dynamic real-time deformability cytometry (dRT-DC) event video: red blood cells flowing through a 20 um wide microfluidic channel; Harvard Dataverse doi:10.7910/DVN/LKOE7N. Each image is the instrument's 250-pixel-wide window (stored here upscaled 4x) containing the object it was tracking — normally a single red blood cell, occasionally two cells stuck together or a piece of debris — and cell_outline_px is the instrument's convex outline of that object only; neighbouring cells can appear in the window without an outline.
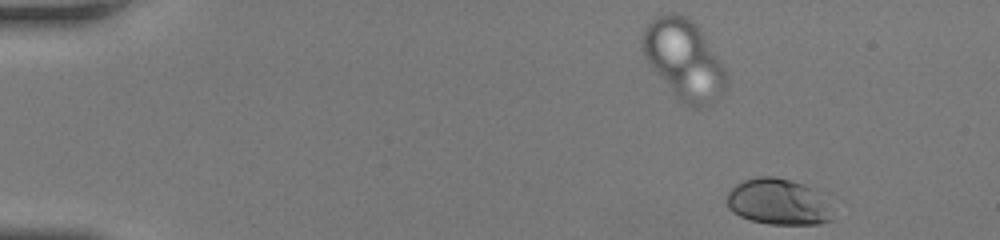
{"species": "human", "species_latin": "Homo sapiens", "temperature_condition": "room temperature", "stored_images_in_passage": 11, "camera_frame_rate_fps": 3000, "um_per_image_px": 0.085, "donor": {"sex": "female"}, "frame": {"image": 1, "passage_image": 1, "time_ms": 0.0, "image_size_px": [1000, 240], "cell_outline_px": [[832, 220], [820, 224], [768, 224], [752, 220], [740, 216], [732, 212], [728, 208], [728, 192], [736, 184], [744, 180], [756, 176], [772, 176], [804, 184], [812, 188]], "centroid_in_image_um": [66.01, 17.16], "position_along_channel_um": 19.0, "area_um2": 27.4}}